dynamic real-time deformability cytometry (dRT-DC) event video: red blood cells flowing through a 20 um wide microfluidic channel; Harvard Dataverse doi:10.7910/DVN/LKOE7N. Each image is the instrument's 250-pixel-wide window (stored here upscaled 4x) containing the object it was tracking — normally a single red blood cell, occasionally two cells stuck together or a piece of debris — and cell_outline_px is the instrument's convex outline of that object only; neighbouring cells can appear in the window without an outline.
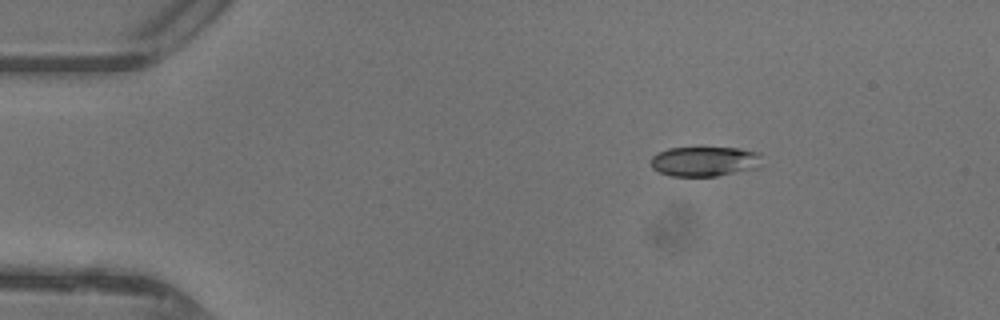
{"species": "common noctule bat (a hibernating species)", "species_latin": "Nyctalus noctula", "temperature_condition": "warm", "stored_images_in_passage": 40, "camera_frame_rate_fps": 3000, "um_per_image_px": 0.085, "animal": {"sex": "female"}, "frame": {"image": 1, "passage_image": 1, "time_ms": 0.0, "image_size_px": [1000, 320], "cell_outline_px": [[760, 168], [716, 176], [672, 176], [660, 172], [652, 168], [652, 156], [656, 152], [668, 148], [740, 148], [760, 152]], "centroid_in_image_um": [59.91, 13.71], "position_along_channel_um": 25.1, "area_um2": 19.42}}
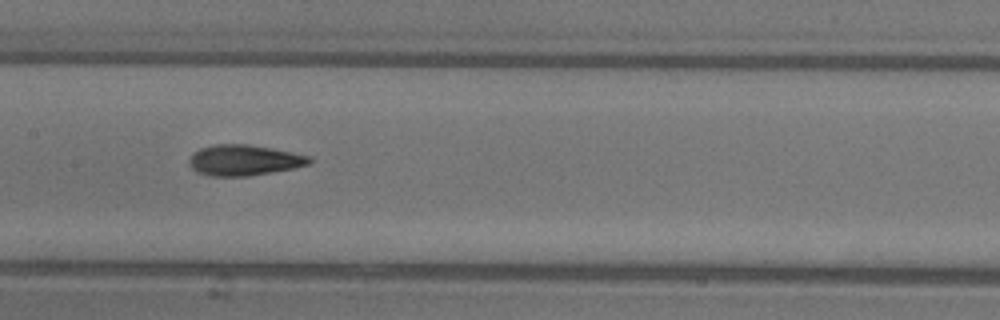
{"frame": {"image": 2, "passage_image": 17, "time_ms": 5.333, "image_size_px": [1000, 320], "cell_outline_px": [[312, 160], [308, 164], [292, 168], [248, 176], [208, 176], [196, 172], [188, 164], [188, 160], [200, 148], [216, 144], [248, 144], [272, 148], [312, 156]], "centroid_in_image_um": [20.73, 13.61], "position_along_channel_um": 186.7, "area_um2": 21.44}}
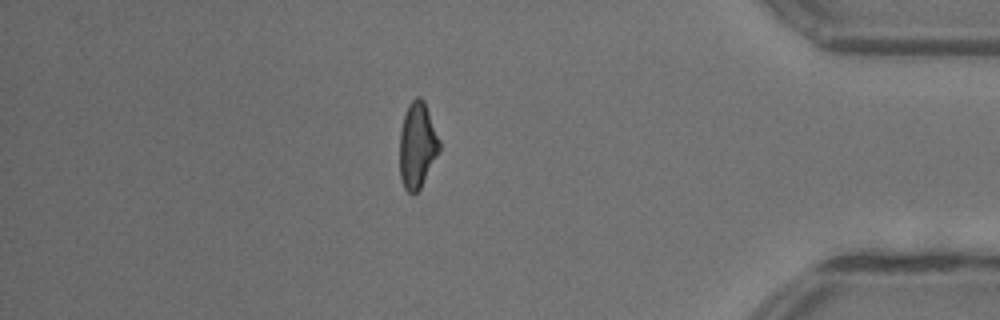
{"frame": {"image": 3, "passage_image": 34, "time_ms": 11.0, "image_size_px": [1000, 320], "cell_outline_px": [[440, 152], [420, 188], [412, 196], [404, 188], [400, 176], [400, 132], [404, 116], [408, 104], [416, 96], [420, 96], [424, 100], [440, 140]], "centroid_in_image_um": [35.48, 12.36], "position_along_channel_um": 399.7, "area_um2": 20.0}, "authors_computed_cell_mechanics": {"area_um2": 20.3745, "velocity_mm_per_s": 4.4319, "shape_relaxation_time_tau1_ms": 4.6291, "shape_relaxation_time_tau2_ms": 1.6732, "deformation_change_tau1": 0.1875, "deformation_change_tau2": 0.0975}}